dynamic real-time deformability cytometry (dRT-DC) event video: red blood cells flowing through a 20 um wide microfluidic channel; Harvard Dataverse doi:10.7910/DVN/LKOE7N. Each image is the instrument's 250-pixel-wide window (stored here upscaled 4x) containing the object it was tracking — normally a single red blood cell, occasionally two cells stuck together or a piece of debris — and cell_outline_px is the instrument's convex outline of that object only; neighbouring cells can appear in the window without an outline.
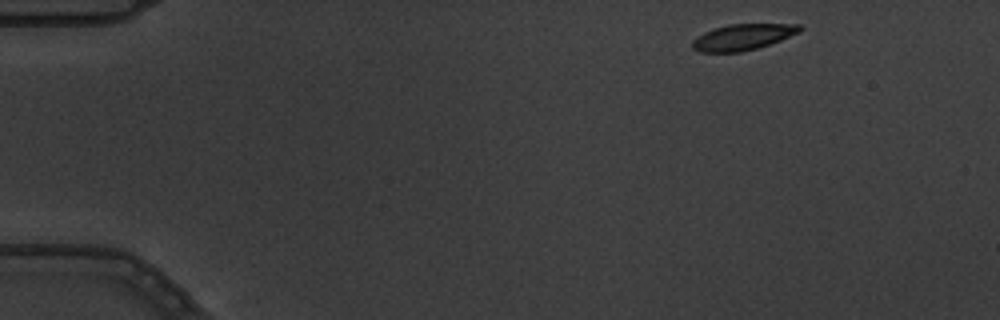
{"species": "common noctule bat (a hibernating species)", "species_latin": "Nyctalus noctula", "temperature_condition": "warm", "stored_images_in_passage": 3, "camera_frame_rate_fps": 3000, "um_per_image_px": 0.085, "animal": {"sex": "male", "body_mass_g": 19.5, "forearm_length_mm": 54.6}, "frame": {"image": 1, "passage_image": 1, "time_ms": 0.0, "image_size_px": [1000, 320], "cell_outline_px": [[804, 28], [800, 32], [780, 40], [756, 48], [740, 52], [700, 52], [692, 48], [692, 40], [704, 32], [728, 24], [800, 24]], "centroid_in_image_um": [63.14, 3.14], "position_along_channel_um": 21.9, "area_um2": 16.18}}